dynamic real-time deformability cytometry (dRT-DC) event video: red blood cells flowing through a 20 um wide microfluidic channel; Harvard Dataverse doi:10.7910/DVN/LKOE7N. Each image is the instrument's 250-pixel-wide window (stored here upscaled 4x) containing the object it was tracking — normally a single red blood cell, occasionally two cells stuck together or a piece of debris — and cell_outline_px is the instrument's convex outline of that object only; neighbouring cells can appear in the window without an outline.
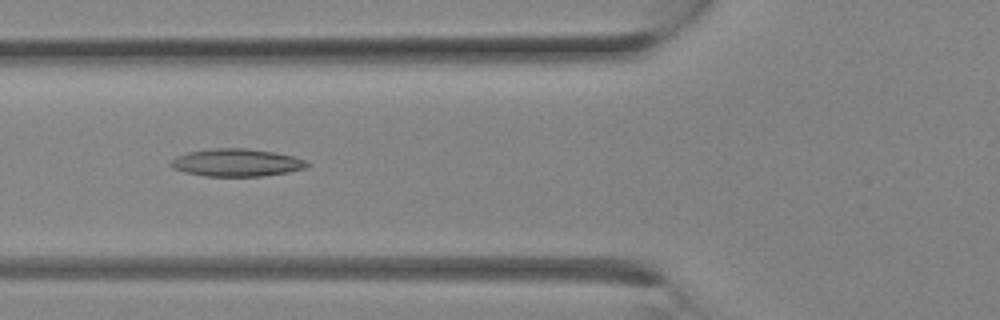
{"species": "Egyptian fruit bat (a non-hibernating species)", "species_latin": "Rousettus aegyptiacus", "temperature_condition": "room temperature", "stored_images_in_passage": 13, "camera_frame_rate_fps": 3000, "um_per_image_px": 0.085, "animal": {"sex": "female"}, "frame": {"image": 1, "passage_image": 10, "time_ms": 3.0, "image_size_px": [1000, 320], "cell_outline_px": [[308, 164], [304, 168], [288, 172], [264, 176], [204, 176], [184, 172], [172, 168], [168, 164], [176, 156], [188, 152], [212, 148], [244, 148], [272, 152], [292, 156], [304, 160]], "centroid_in_image_um": [20.04, 13.83], "position_along_channel_um": 105.8, "area_um2": 21.79}}
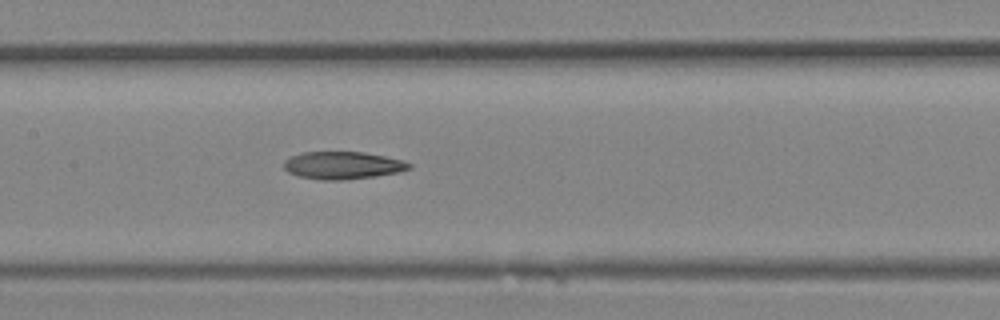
{"frame": {"image": 2, "passage_image": 13, "time_ms": 4.0, "image_size_px": [1000, 320], "cell_outline_px": [[412, 168], [400, 172], [376, 176], [340, 180], [320, 180], [296, 176], [288, 172], [284, 168], [284, 160], [300, 152], [364, 152], [404, 160], [412, 164]], "centroid_in_image_um": [29.14, 14.06], "position_along_channel_um": 178.3, "area_um2": 20.29}}